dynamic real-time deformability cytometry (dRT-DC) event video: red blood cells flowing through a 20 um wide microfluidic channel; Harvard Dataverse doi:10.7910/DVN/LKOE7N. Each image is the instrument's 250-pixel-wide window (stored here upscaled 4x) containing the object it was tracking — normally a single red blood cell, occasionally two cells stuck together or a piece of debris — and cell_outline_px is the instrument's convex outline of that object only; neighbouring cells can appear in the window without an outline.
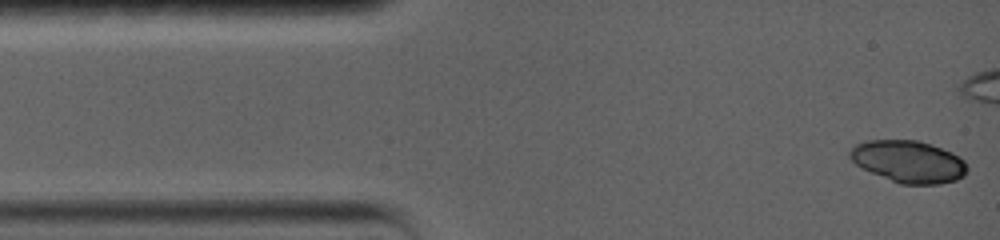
{"species": "common noctule bat (a hibernating species)", "species_latin": "Nyctalus noctula", "temperature_condition": "warm", "stored_images_in_passage": 6, "camera_frame_rate_fps": 5000, "um_per_image_px": 0.085, "animal": {"sex": "female", "body_mass_g": 19.0, "forearm_length_mm": 56.7}, "frame": {"image": 1, "passage_image": 1, "time_ms": 0.0, "image_size_px": [1000, 240], "cell_outline_px": [[968, 168], [964, 176], [956, 180], [940, 184], [900, 184], [872, 172], [856, 164], [848, 156], [848, 152], [856, 144], [868, 140], [916, 140], [952, 152], [960, 156], [964, 160]], "centroid_in_image_um": [77.25, 13.73], "position_along_channel_um": 7.8, "area_um2": 28.55}}